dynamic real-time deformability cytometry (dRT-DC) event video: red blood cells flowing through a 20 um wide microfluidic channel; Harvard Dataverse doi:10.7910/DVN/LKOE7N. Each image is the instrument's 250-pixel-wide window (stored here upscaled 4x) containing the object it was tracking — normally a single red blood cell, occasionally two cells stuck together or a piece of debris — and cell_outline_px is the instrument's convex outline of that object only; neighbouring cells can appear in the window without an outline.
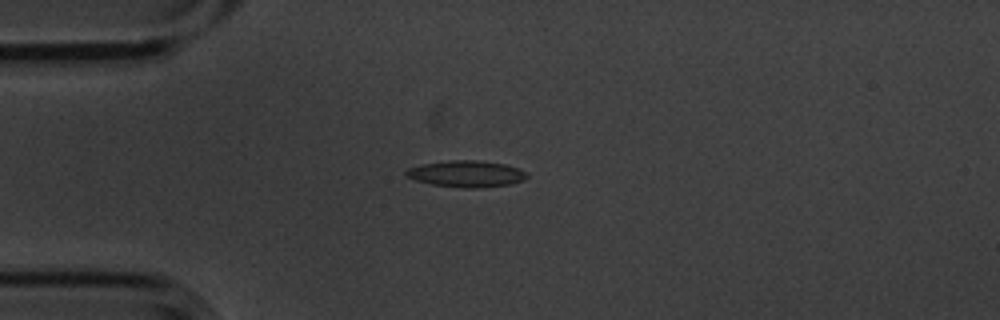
{"species": "common noctule bat (a hibernating species)", "species_latin": "Nyctalus noctula", "temperature_condition": "cold", "stored_images_in_passage": 8, "camera_frame_rate_fps": 3000, "um_per_image_px": 0.085, "animal": {"sex": "male", "body_mass_g": 20.1, "forearm_length_mm": 53.5}, "frame": {"image": 1, "passage_image": 4, "time_ms": 1.0, "image_size_px": [1000, 320], "cell_outline_px": [[528, 176], [524, 180], [512, 184], [480, 188], [464, 188], [432, 184], [416, 180], [408, 176], [404, 172], [408, 168], [420, 164], [452, 160], [476, 160], [504, 164], [528, 172]], "centroid_in_image_um": [39.67, 14.78], "position_along_channel_um": 45.3, "area_um2": 18.61}}
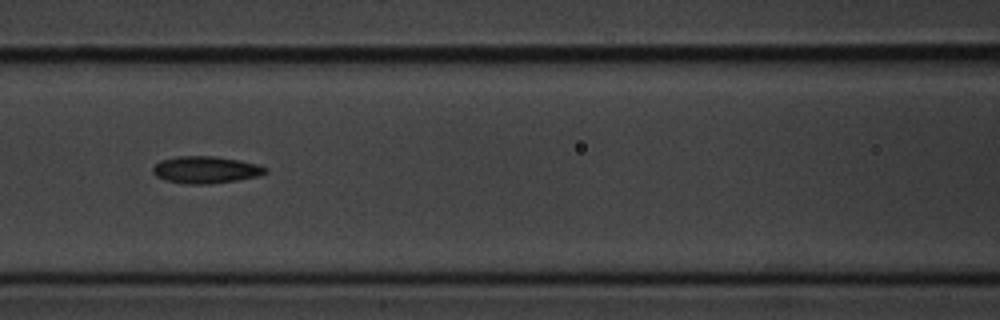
{"frame": {"image": 2, "passage_image": 7, "time_ms": 2.0, "image_size_px": [1000, 320], "cell_outline_px": [[268, 172], [256, 176], [236, 180], [208, 184], [184, 184], [164, 180], [156, 176], [152, 172], [152, 168], [160, 160], [176, 156], [216, 156], [240, 160], [256, 164], [268, 168]], "centroid_in_image_um": [17.45, 14.42], "position_along_channel_um": 149.1, "area_um2": 17.8}}
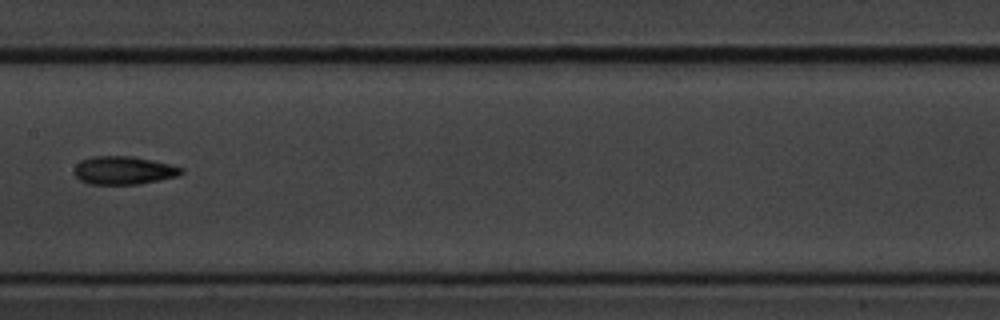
{"frame": {"image": 3, "passage_image": 8, "time_ms": 2.333, "image_size_px": [1000, 320], "cell_outline_px": [[184, 172], [176, 176], [140, 184], [88, 184], [80, 180], [72, 172], [76, 164], [80, 160], [92, 156], [132, 156], [152, 160], [184, 168]], "centroid_in_image_um": [10.46, 14.48], "position_along_channel_um": 196.9, "area_um2": 17.63}}